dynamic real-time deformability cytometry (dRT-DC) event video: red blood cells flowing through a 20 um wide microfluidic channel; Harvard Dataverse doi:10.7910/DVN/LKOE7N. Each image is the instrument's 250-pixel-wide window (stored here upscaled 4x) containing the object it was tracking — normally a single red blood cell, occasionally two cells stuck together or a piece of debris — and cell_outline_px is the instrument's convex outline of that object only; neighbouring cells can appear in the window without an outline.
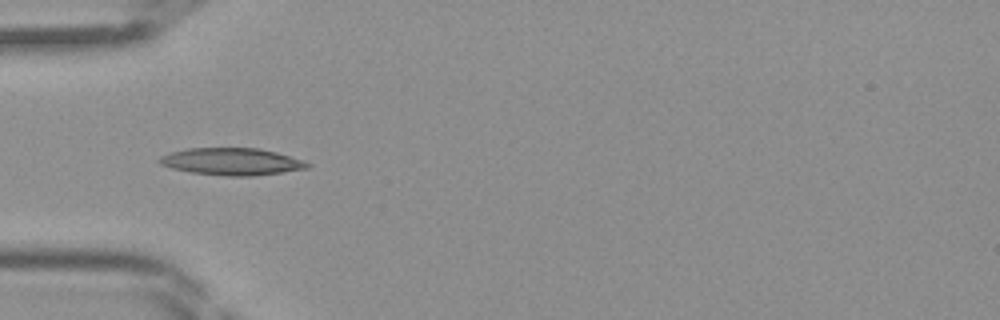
{"species": "Egyptian fruit bat (a non-hibernating species)", "species_latin": "Rousettus aegyptiacus", "temperature_condition": "room temperature", "stored_images_in_passage": 32, "camera_frame_rate_fps": 3000, "um_per_image_px": 0.085, "frame": {"image": 1, "passage_image": 2, "time_ms": 0.333, "image_size_px": [1000, 320], "cell_outline_px": [[312, 164], [308, 168], [252, 176], [224, 176], [192, 172], [172, 168], [160, 164], [156, 160], [160, 156], [172, 152], [188, 148], [260, 148], [276, 152], [304, 160]], "centroid_in_image_um": [19.7, 13.73], "position_along_channel_um": 65.3, "area_um2": 23.35}}
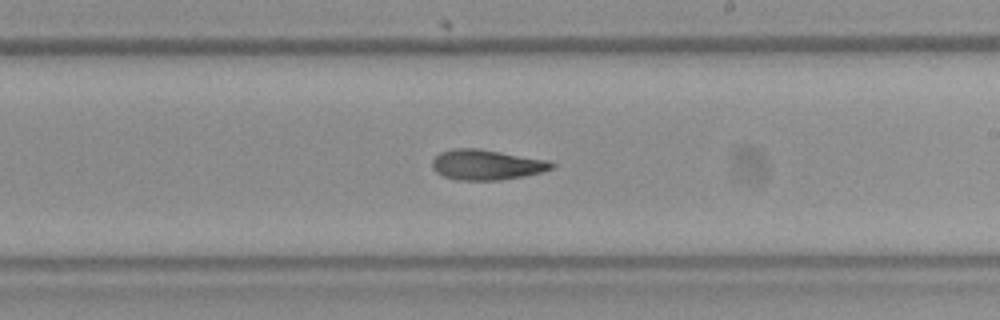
{"frame": {"image": 2, "passage_image": 14, "time_ms": 4.333, "image_size_px": [1000, 320], "cell_outline_px": [[556, 164], [552, 168], [540, 172], [524, 176], [500, 180], [456, 180], [444, 176], [436, 172], [432, 168], [432, 160], [440, 152], [456, 148], [480, 148], [548, 160]], "centroid_in_image_um": [41.34, 14.0], "position_along_channel_um": 247.7, "area_um2": 21.1}}
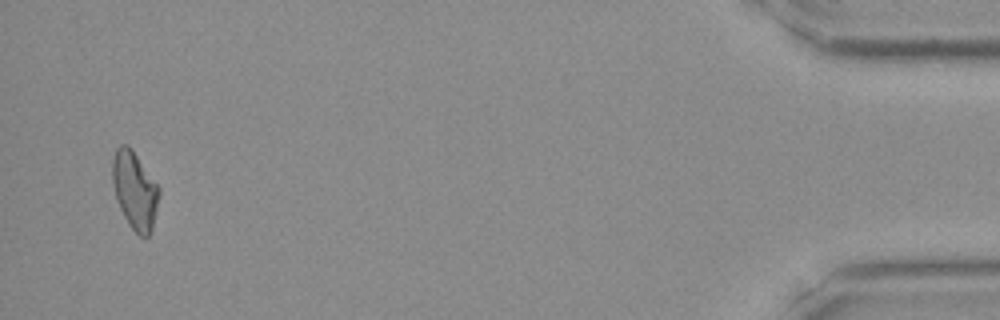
{"frame": {"image": 3, "passage_image": 31, "time_ms": 10.0, "image_size_px": [1000, 320], "cell_outline_px": [[160, 192], [152, 232], [148, 236], [140, 236], [128, 224], [120, 208], [112, 184], [112, 160], [116, 148], [120, 144], [128, 144], [132, 148], [160, 188]], "centroid_in_image_um": [11.46, 16.15], "position_along_channel_um": 423.7, "area_um2": 21.21}}